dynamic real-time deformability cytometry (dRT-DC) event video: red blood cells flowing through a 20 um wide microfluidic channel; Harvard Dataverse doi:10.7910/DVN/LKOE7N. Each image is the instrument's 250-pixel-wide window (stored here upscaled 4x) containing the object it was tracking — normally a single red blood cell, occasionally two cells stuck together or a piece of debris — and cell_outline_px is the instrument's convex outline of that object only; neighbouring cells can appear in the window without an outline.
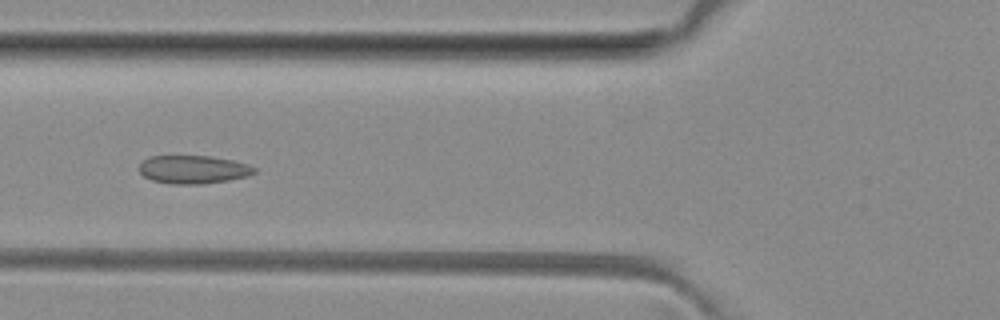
{"species": "common noctule bat (a hibernating species)", "species_latin": "Nyctalus noctula", "temperature_condition": "room temperature", "stored_images_in_passage": 5, "camera_frame_rate_fps": 3000, "um_per_image_px": 0.085, "animal": {"sex": "female", "body_mass_g": 29.2, "forearm_length_mm": 56.3}, "frame": {"image": 1, "passage_image": 4, "time_ms": 4.333, "image_size_px": [1000, 320], "cell_outline_px": [[256, 172], [248, 176], [228, 180], [204, 184], [172, 184], [152, 180], [144, 176], [140, 172], [140, 164], [144, 160], [152, 156], [208, 156], [232, 160], [248, 164], [256, 168]], "centroid_in_image_um": [16.45, 14.41], "position_along_channel_um": 109.3, "area_um2": 18.84}}
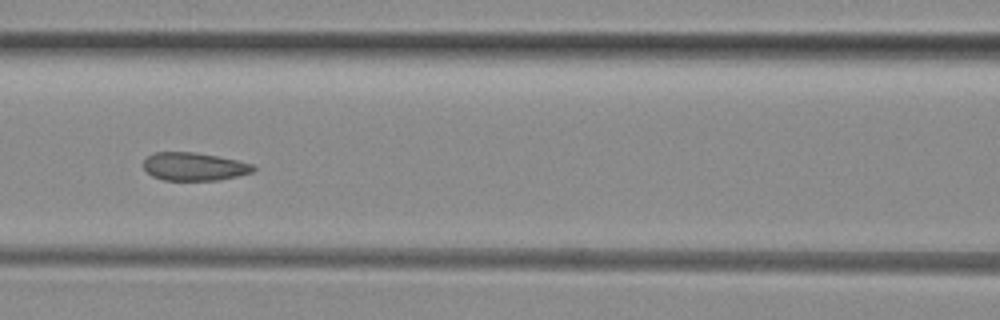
{"frame": {"image": 2, "passage_image": 5, "time_ms": 5.333, "image_size_px": [1000, 320], "cell_outline_px": [[256, 168], [252, 172], [220, 180], [164, 180], [152, 176], [144, 168], [144, 160], [148, 156], [156, 152], [196, 152], [256, 164]], "centroid_in_image_um": [16.52, 14.16], "position_along_channel_um": 150.1, "area_um2": 17.92}}